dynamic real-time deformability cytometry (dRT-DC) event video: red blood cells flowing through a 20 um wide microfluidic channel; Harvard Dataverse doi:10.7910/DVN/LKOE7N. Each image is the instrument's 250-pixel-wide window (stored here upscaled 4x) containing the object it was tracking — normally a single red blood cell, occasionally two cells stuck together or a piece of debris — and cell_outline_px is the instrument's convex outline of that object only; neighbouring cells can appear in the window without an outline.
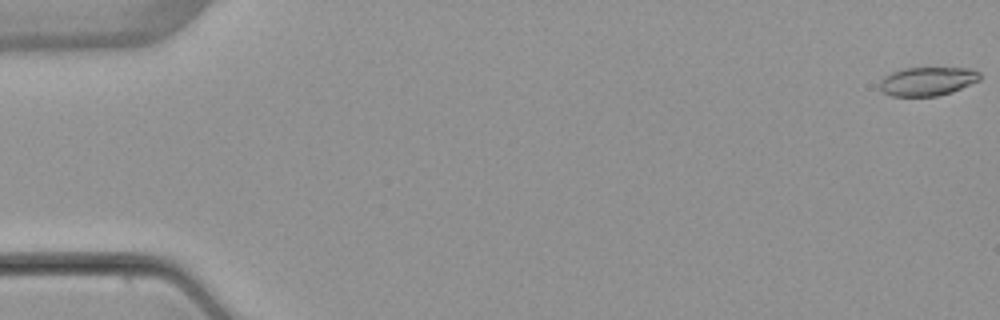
{"species": "common noctule bat (a hibernating species)", "species_latin": "Nyctalus noctula", "temperature_condition": "warm", "stored_images_in_passage": 5, "camera_frame_rate_fps": 3000, "um_per_image_px": 0.085, "animal": {"sex": "female", "body_mass_g": 22.7, "forearm_length_mm": 54.2}, "frame": {"image": 1, "passage_image": 1, "time_ms": 0.0, "image_size_px": [1000, 320], "cell_outline_px": [[980, 80], [952, 92], [936, 96], [892, 96], [884, 92], [880, 88], [880, 80], [884, 76], [892, 72], [904, 68], [972, 68], [980, 72]], "centroid_in_image_um": [78.85, 6.9], "position_along_channel_um": 6.2, "area_um2": 16.76}}
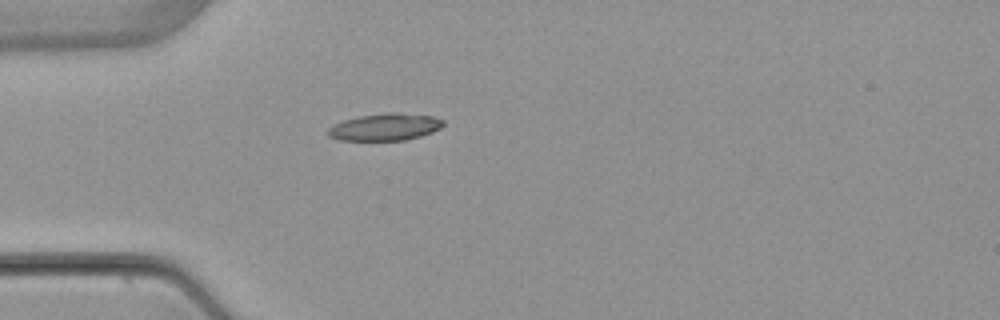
{"frame": {"image": 2, "passage_image": 5, "time_ms": 5.0, "image_size_px": [1000, 320], "cell_outline_px": [[444, 124], [440, 128], [432, 132], [420, 136], [404, 140], [340, 140], [328, 136], [324, 132], [332, 124], [344, 120], [360, 116], [384, 112], [396, 112], [432, 116], [444, 120]], "centroid_in_image_um": [32.68, 10.79], "position_along_channel_um": 52.3, "area_um2": 18.32}}